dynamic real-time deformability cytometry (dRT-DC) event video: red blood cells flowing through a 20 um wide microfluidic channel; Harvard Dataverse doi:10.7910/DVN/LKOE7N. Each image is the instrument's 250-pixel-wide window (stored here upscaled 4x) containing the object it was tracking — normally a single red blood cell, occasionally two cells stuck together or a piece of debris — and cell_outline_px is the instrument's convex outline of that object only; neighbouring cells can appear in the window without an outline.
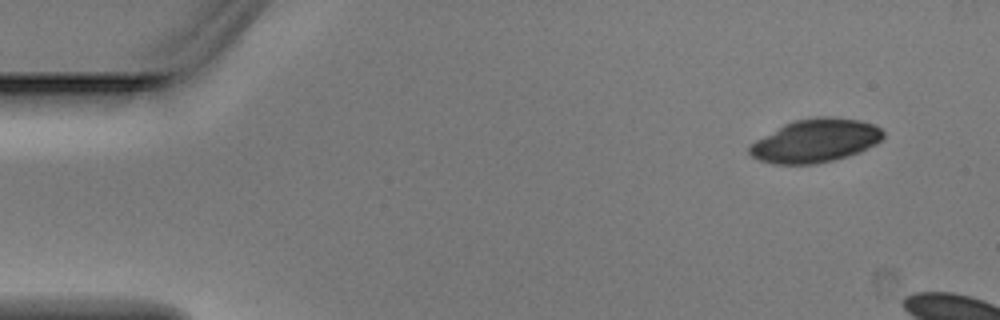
{"species": "Egyptian fruit bat (a non-hibernating species)", "species_latin": "Rousettus aegyptiacus", "temperature_condition": "warm", "stored_images_in_passage": 3, "camera_frame_rate_fps": 3000, "um_per_image_px": 0.085, "animal": {"sex": "male"}, "frame": {"image": 1, "passage_image": 1, "time_ms": 0.0, "image_size_px": [1000, 320], "cell_outline_px": [[884, 136], [876, 144], [860, 152], [832, 160], [812, 164], [772, 164], [760, 160], [752, 156], [748, 152], [748, 148], [756, 140], [784, 124], [796, 120], [816, 116], [832, 116], [860, 120], [872, 124], [880, 128], [884, 132]], "centroid_in_image_um": [69.32, 11.95], "position_along_channel_um": 15.7, "area_um2": 33.64}}